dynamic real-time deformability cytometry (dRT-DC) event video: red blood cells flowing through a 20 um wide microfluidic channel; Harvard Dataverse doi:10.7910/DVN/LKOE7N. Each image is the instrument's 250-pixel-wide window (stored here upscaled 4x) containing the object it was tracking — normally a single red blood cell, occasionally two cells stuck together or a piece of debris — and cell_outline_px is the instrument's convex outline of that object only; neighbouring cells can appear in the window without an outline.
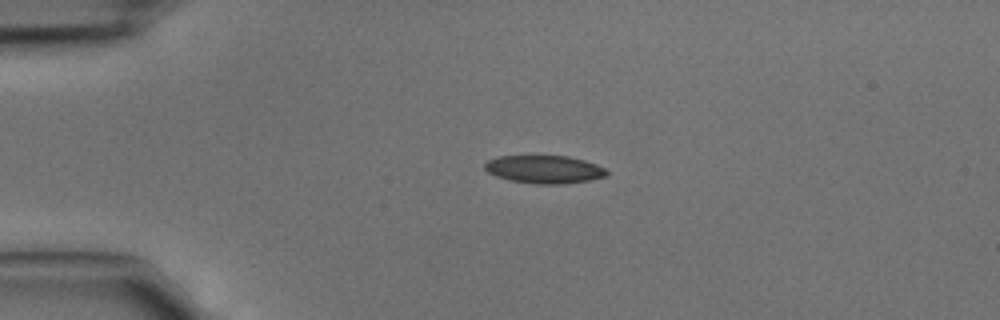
{"species": "common noctule bat (a hibernating species)", "species_latin": "Nyctalus noctula", "temperature_condition": "cold", "stored_images_in_passage": 36, "camera_frame_rate_fps": 3000, "um_per_image_px": 0.085, "animal": {"sex": "male", "body_mass_g": 15.6}, "frame": {"image": 1, "passage_image": 1, "time_ms": 0.0, "image_size_px": [1000, 320], "cell_outline_px": [[608, 172], [604, 176], [588, 180], [564, 184], [536, 184], [508, 180], [496, 176], [488, 172], [484, 168], [484, 164], [488, 160], [500, 156], [568, 156], [584, 160], [596, 164], [604, 168]], "centroid_in_image_um": [46.24, 14.4], "position_along_channel_um": 38.8, "area_um2": 19.77}}
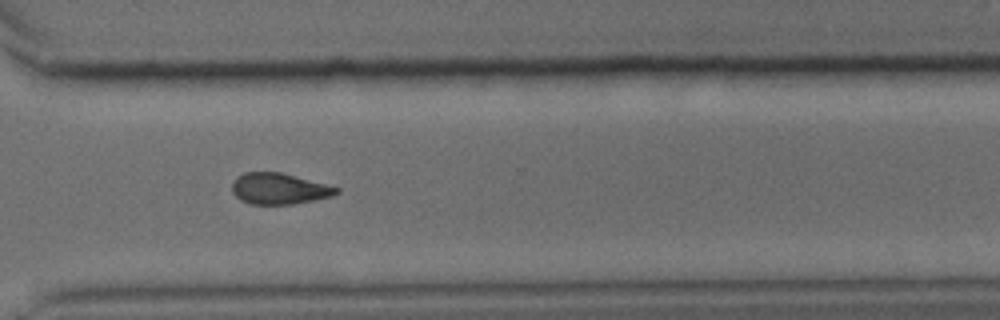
{"frame": {"image": 2, "passage_image": 24, "time_ms": 7.667, "image_size_px": [1000, 320], "cell_outline_px": [[340, 192], [332, 196], [292, 204], [252, 204], [240, 200], [232, 192], [232, 180], [236, 176], [244, 172], [280, 172], [340, 188]], "centroid_in_image_um": [23.68, 16.03], "position_along_channel_um": 346.9, "area_um2": 18.84}}
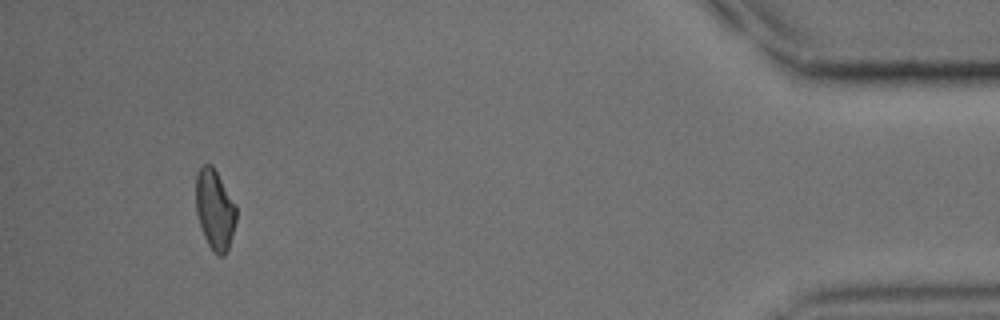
{"frame": {"image": 3, "passage_image": 33, "time_ms": 10.667, "image_size_px": [1000, 320], "cell_outline_px": [[236, 220], [232, 236], [228, 248], [224, 256], [216, 256], [212, 252], [204, 236], [196, 212], [196, 176], [200, 168], [204, 164], [212, 164], [236, 204]], "centroid_in_image_um": [18.26, 17.83], "position_along_channel_um": 416.9, "area_um2": 18.9}}